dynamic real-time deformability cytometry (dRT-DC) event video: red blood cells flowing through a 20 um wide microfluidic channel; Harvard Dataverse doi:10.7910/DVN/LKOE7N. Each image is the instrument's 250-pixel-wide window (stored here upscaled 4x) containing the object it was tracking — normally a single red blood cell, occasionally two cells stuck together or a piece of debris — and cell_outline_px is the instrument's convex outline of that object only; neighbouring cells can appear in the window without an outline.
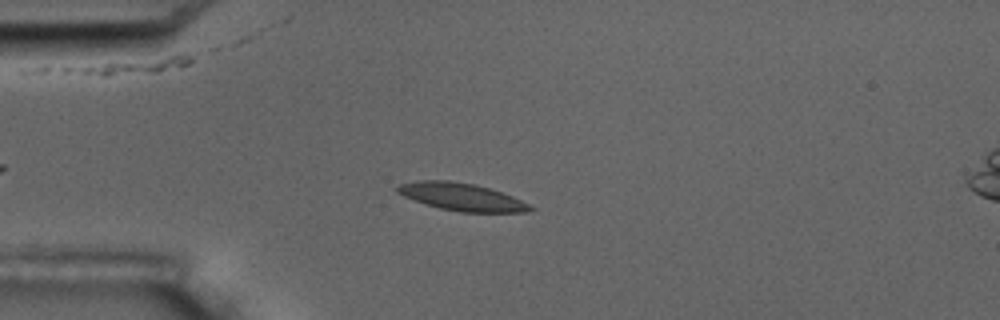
{"species": "common noctule bat (a hibernating species)", "species_latin": "Nyctalus noctula", "temperature_condition": "room temperature", "stored_images_in_passage": 4, "camera_frame_rate_fps": 3000, "um_per_image_px": 0.085, "animal": {"sex": "male", "body_mass_g": 17.5, "forearm_length_mm": 52.3}, "frame": {"image": 1, "passage_image": 4, "time_ms": 4.333, "image_size_px": [1000, 320], "cell_outline_px": [[536, 208], [528, 212], [460, 212], [440, 208], [424, 204], [404, 196], [396, 192], [396, 188], [400, 184], [420, 180], [448, 180], [476, 184], [512, 196]], "centroid_in_image_um": [39.23, 16.73], "position_along_channel_um": 45.8, "area_um2": 21.21}}